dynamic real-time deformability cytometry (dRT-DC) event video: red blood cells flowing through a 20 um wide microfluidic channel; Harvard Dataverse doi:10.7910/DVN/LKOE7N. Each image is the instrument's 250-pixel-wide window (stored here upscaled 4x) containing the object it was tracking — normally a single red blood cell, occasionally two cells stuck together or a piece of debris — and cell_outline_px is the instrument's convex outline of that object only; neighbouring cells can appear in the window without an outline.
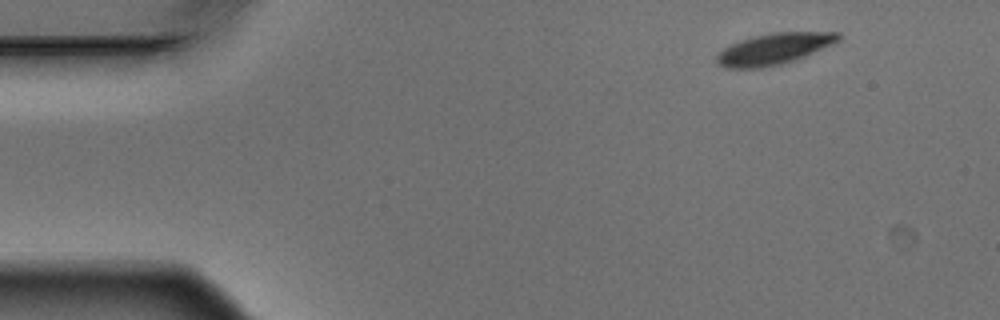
{"species": "Egyptian fruit bat (a non-hibernating species)", "species_latin": "Rousettus aegyptiacus", "temperature_condition": "warm", "stored_images_in_passage": 4, "camera_frame_rate_fps": 3000, "um_per_image_px": 0.085, "animal": {"sex": "male"}, "frame": {"image": 1, "passage_image": 1, "time_ms": 0.0, "image_size_px": [1000, 320], "cell_outline_px": [[840, 40], [832, 44], [796, 60], [780, 64], [760, 68], [724, 68], [716, 64], [716, 52], [732, 44], [756, 36], [772, 32], [840, 32]], "centroid_in_image_um": [65.77, 4.16], "position_along_channel_um": 19.2, "area_um2": 22.02}}
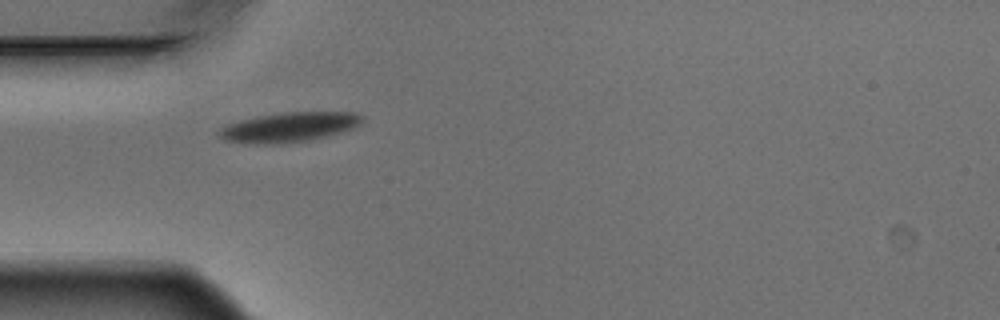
{"frame": {"image": 2, "passage_image": 4, "time_ms": 1.0, "image_size_px": [1000, 320], "cell_outline_px": [[364, 120], [356, 128], [308, 140], [276, 144], [244, 144], [224, 140], [216, 136], [216, 132], [224, 124], [256, 116], [280, 112], [356, 112], [364, 116]], "centroid_in_image_um": [24.51, 10.8], "position_along_channel_um": 60.5, "area_um2": 25.26}}